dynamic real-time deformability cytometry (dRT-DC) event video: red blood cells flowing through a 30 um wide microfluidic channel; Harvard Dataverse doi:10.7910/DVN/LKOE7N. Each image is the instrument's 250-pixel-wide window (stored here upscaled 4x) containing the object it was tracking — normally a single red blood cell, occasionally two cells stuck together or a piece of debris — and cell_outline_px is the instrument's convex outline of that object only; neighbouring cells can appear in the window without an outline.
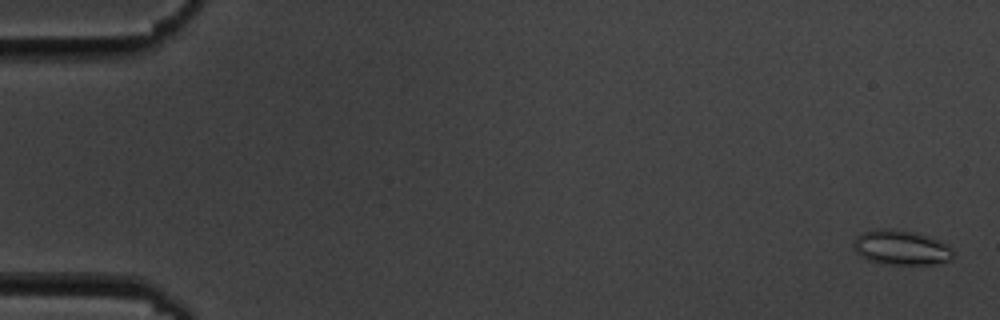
{"species": "common noctule bat (a hibernating species)", "species_latin": "Nyctalus noctula", "temperature_condition": "cold", "stored_images_in_passage": 6, "camera_frame_rate_fps": 3000, "um_per_image_px": 0.085, "animal": {"sex": "male", "body_mass_g": 19.5, "forearm_length_mm": 54.6}, "frame": {"image": 1, "passage_image": 1, "time_ms": 0.0, "image_size_px": [1000, 320], "cell_outline_px": [[952, 260], [932, 264], [888, 264], [868, 260], [860, 256], [852, 248], [852, 244], [856, 236], [864, 232], [876, 228], [892, 228], [912, 232], [928, 236], [940, 240], [952, 252]], "centroid_in_image_um": [76.53, 21.03], "position_along_channel_um": 8.5, "area_um2": 20.11}}
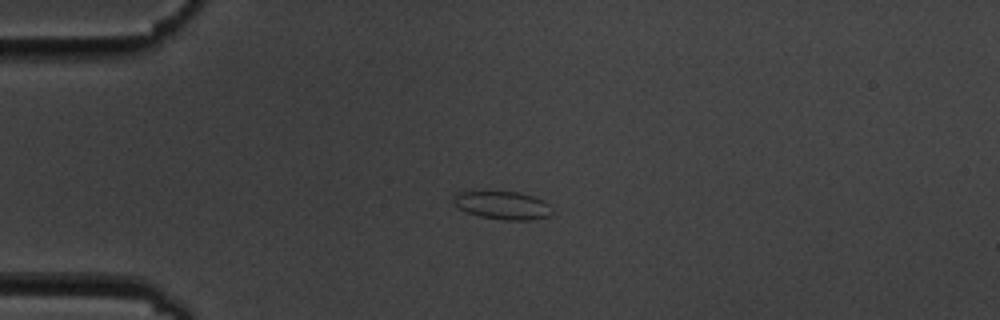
{"frame": {"image": 2, "passage_image": 4, "time_ms": 4.333, "image_size_px": [1000, 320], "cell_outline_px": [[552, 216], [532, 220], [504, 220], [480, 216], [468, 212], [460, 208], [452, 200], [452, 196], [456, 192], [488, 188], [520, 192], [544, 200], [548, 204], [552, 212]], "centroid_in_image_um": [42.69, 17.39], "position_along_channel_um": 42.3, "area_um2": 16.99}}
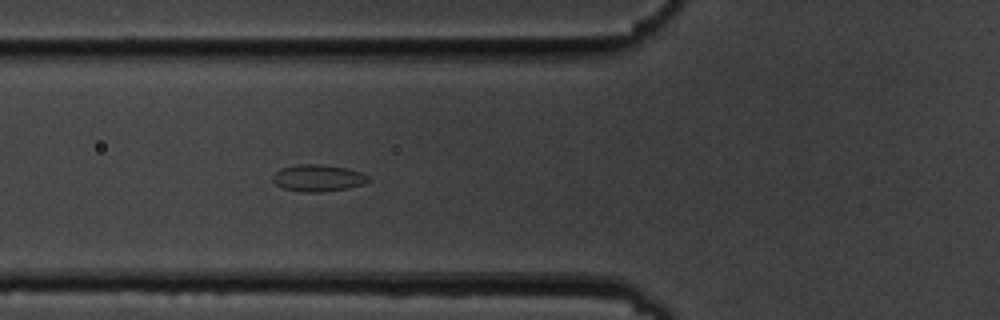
{"frame": {"image": 3, "passage_image": 6, "time_ms": 6.667, "image_size_px": [1000, 320], "cell_outline_px": [[368, 180], [364, 184], [348, 188], [324, 192], [304, 192], [284, 188], [276, 184], [272, 180], [272, 176], [280, 168], [300, 164], [320, 164], [348, 168], [360, 172], [368, 176]], "centroid_in_image_um": [27.02, 15.13], "position_along_channel_um": 98.8, "area_um2": 14.91}}